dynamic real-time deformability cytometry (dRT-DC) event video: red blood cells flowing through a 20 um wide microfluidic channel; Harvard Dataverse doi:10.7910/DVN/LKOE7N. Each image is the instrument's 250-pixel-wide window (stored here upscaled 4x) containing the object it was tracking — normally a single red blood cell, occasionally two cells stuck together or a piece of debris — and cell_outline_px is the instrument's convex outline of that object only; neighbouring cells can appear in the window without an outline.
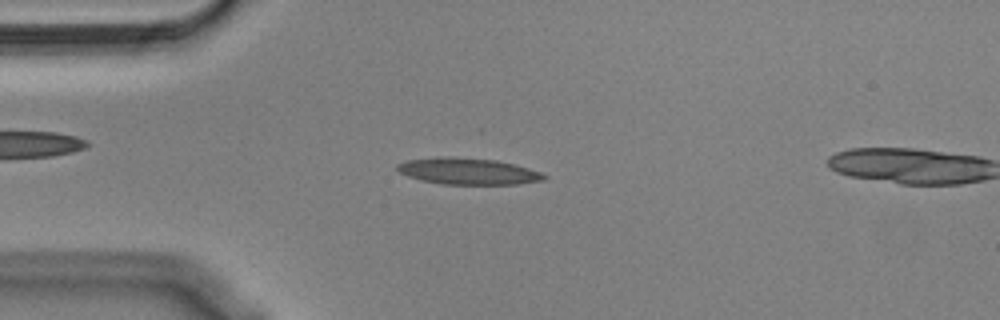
{"species": "Egyptian fruit bat (a non-hibernating species)", "species_latin": "Rousettus aegyptiacus", "temperature_condition": "cold", "stored_images_in_passage": 15, "camera_frame_rate_fps": 3000, "um_per_image_px": 0.085, "animal": {"sex": "male"}, "frame": {"image": 1, "passage_image": 13, "time_ms": 4.0, "image_size_px": [1000, 320], "cell_outline_px": [[548, 176], [544, 180], [516, 184], [444, 184], [420, 180], [408, 176], [400, 172], [396, 168], [396, 164], [408, 160], [436, 156], [452, 156], [496, 160], [528, 168], [540, 172]], "centroid_in_image_um": [39.75, 14.54], "position_along_channel_um": 45.3, "area_um2": 22.66}}